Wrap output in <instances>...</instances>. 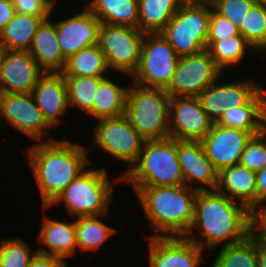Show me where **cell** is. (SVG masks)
<instances>
[{
	"instance_id": "6da1fadb",
	"label": "cell",
	"mask_w": 266,
	"mask_h": 267,
	"mask_svg": "<svg viewBox=\"0 0 266 267\" xmlns=\"http://www.w3.org/2000/svg\"><path fill=\"white\" fill-rule=\"evenodd\" d=\"M201 229L204 240L192 236L193 229ZM251 234L250 210L217 190L199 191L194 206L193 222L184 236L202 250L224 243L223 246L243 241ZM206 247V248H205Z\"/></svg>"
},
{
	"instance_id": "7a4b0ae2",
	"label": "cell",
	"mask_w": 266,
	"mask_h": 267,
	"mask_svg": "<svg viewBox=\"0 0 266 267\" xmlns=\"http://www.w3.org/2000/svg\"><path fill=\"white\" fill-rule=\"evenodd\" d=\"M29 165L47 208L72 181L85 171L87 149L68 140L49 138L30 146Z\"/></svg>"
},
{
	"instance_id": "3957f363",
	"label": "cell",
	"mask_w": 266,
	"mask_h": 267,
	"mask_svg": "<svg viewBox=\"0 0 266 267\" xmlns=\"http://www.w3.org/2000/svg\"><path fill=\"white\" fill-rule=\"evenodd\" d=\"M133 187L145 210L149 223L160 233L152 236H185L192 225L195 199L204 186Z\"/></svg>"
},
{
	"instance_id": "277c9868",
	"label": "cell",
	"mask_w": 266,
	"mask_h": 267,
	"mask_svg": "<svg viewBox=\"0 0 266 267\" xmlns=\"http://www.w3.org/2000/svg\"><path fill=\"white\" fill-rule=\"evenodd\" d=\"M118 181L133 187L175 186L184 184L177 154V139L167 137L145 141L137 162Z\"/></svg>"
},
{
	"instance_id": "5b68a950",
	"label": "cell",
	"mask_w": 266,
	"mask_h": 267,
	"mask_svg": "<svg viewBox=\"0 0 266 267\" xmlns=\"http://www.w3.org/2000/svg\"><path fill=\"white\" fill-rule=\"evenodd\" d=\"M133 85L128 87L124 116L145 141L169 137V94Z\"/></svg>"
},
{
	"instance_id": "8992f818",
	"label": "cell",
	"mask_w": 266,
	"mask_h": 267,
	"mask_svg": "<svg viewBox=\"0 0 266 267\" xmlns=\"http://www.w3.org/2000/svg\"><path fill=\"white\" fill-rule=\"evenodd\" d=\"M112 185L114 184H111L103 168L85 169L48 208L62 200L70 215L76 217L106 215L112 199Z\"/></svg>"
},
{
	"instance_id": "52a82bcc",
	"label": "cell",
	"mask_w": 266,
	"mask_h": 267,
	"mask_svg": "<svg viewBox=\"0 0 266 267\" xmlns=\"http://www.w3.org/2000/svg\"><path fill=\"white\" fill-rule=\"evenodd\" d=\"M179 58L161 33H145L140 62L131 77L137 85L166 90L172 81Z\"/></svg>"
},
{
	"instance_id": "ba28073f",
	"label": "cell",
	"mask_w": 266,
	"mask_h": 267,
	"mask_svg": "<svg viewBox=\"0 0 266 267\" xmlns=\"http://www.w3.org/2000/svg\"><path fill=\"white\" fill-rule=\"evenodd\" d=\"M210 8L180 6L160 32L179 57L206 50Z\"/></svg>"
},
{
	"instance_id": "9c48e42d",
	"label": "cell",
	"mask_w": 266,
	"mask_h": 267,
	"mask_svg": "<svg viewBox=\"0 0 266 267\" xmlns=\"http://www.w3.org/2000/svg\"><path fill=\"white\" fill-rule=\"evenodd\" d=\"M144 36L134 27L101 23L98 45L109 68L132 76L140 62Z\"/></svg>"
},
{
	"instance_id": "30bf717a",
	"label": "cell",
	"mask_w": 266,
	"mask_h": 267,
	"mask_svg": "<svg viewBox=\"0 0 266 267\" xmlns=\"http://www.w3.org/2000/svg\"><path fill=\"white\" fill-rule=\"evenodd\" d=\"M221 72L207 49L197 54L182 56L166 92L170 97L199 96L219 79Z\"/></svg>"
},
{
	"instance_id": "8fae6325",
	"label": "cell",
	"mask_w": 266,
	"mask_h": 267,
	"mask_svg": "<svg viewBox=\"0 0 266 267\" xmlns=\"http://www.w3.org/2000/svg\"><path fill=\"white\" fill-rule=\"evenodd\" d=\"M95 129V145L132 166L137 162L145 140L125 116L99 119Z\"/></svg>"
},
{
	"instance_id": "7c38bea8",
	"label": "cell",
	"mask_w": 266,
	"mask_h": 267,
	"mask_svg": "<svg viewBox=\"0 0 266 267\" xmlns=\"http://www.w3.org/2000/svg\"><path fill=\"white\" fill-rule=\"evenodd\" d=\"M213 123L198 96L170 97L169 137L180 141H201Z\"/></svg>"
},
{
	"instance_id": "4fadbf2b",
	"label": "cell",
	"mask_w": 266,
	"mask_h": 267,
	"mask_svg": "<svg viewBox=\"0 0 266 267\" xmlns=\"http://www.w3.org/2000/svg\"><path fill=\"white\" fill-rule=\"evenodd\" d=\"M2 117L36 141L43 142V132L52 128L43 118L32 93H0V119Z\"/></svg>"
},
{
	"instance_id": "5bb4252c",
	"label": "cell",
	"mask_w": 266,
	"mask_h": 267,
	"mask_svg": "<svg viewBox=\"0 0 266 267\" xmlns=\"http://www.w3.org/2000/svg\"><path fill=\"white\" fill-rule=\"evenodd\" d=\"M44 73L29 51L4 50L0 59V93H32Z\"/></svg>"
},
{
	"instance_id": "9a60e30c",
	"label": "cell",
	"mask_w": 266,
	"mask_h": 267,
	"mask_svg": "<svg viewBox=\"0 0 266 267\" xmlns=\"http://www.w3.org/2000/svg\"><path fill=\"white\" fill-rule=\"evenodd\" d=\"M218 84L216 80L198 96L202 108L214 123L230 106L247 105L263 88L251 79Z\"/></svg>"
},
{
	"instance_id": "2e32d148",
	"label": "cell",
	"mask_w": 266,
	"mask_h": 267,
	"mask_svg": "<svg viewBox=\"0 0 266 267\" xmlns=\"http://www.w3.org/2000/svg\"><path fill=\"white\" fill-rule=\"evenodd\" d=\"M252 136L250 132L213 123L211 130L201 142L207 158L219 172L223 168L239 164Z\"/></svg>"
},
{
	"instance_id": "e0dca14e",
	"label": "cell",
	"mask_w": 266,
	"mask_h": 267,
	"mask_svg": "<svg viewBox=\"0 0 266 267\" xmlns=\"http://www.w3.org/2000/svg\"><path fill=\"white\" fill-rule=\"evenodd\" d=\"M149 267H198L203 250L184 236H149Z\"/></svg>"
},
{
	"instance_id": "ac0fdd59",
	"label": "cell",
	"mask_w": 266,
	"mask_h": 267,
	"mask_svg": "<svg viewBox=\"0 0 266 267\" xmlns=\"http://www.w3.org/2000/svg\"><path fill=\"white\" fill-rule=\"evenodd\" d=\"M85 9L55 23L58 43L66 60L83 48L98 44L101 22L87 7Z\"/></svg>"
},
{
	"instance_id": "d6986e66",
	"label": "cell",
	"mask_w": 266,
	"mask_h": 267,
	"mask_svg": "<svg viewBox=\"0 0 266 267\" xmlns=\"http://www.w3.org/2000/svg\"><path fill=\"white\" fill-rule=\"evenodd\" d=\"M32 95L46 122L54 127L69 107L67 87L62 73L45 72L33 88Z\"/></svg>"
},
{
	"instance_id": "ffe728a7",
	"label": "cell",
	"mask_w": 266,
	"mask_h": 267,
	"mask_svg": "<svg viewBox=\"0 0 266 267\" xmlns=\"http://www.w3.org/2000/svg\"><path fill=\"white\" fill-rule=\"evenodd\" d=\"M177 154L184 185L190 187L189 183L198 181L216 190L218 184V171L207 158L201 141L177 140Z\"/></svg>"
},
{
	"instance_id": "44dd1931",
	"label": "cell",
	"mask_w": 266,
	"mask_h": 267,
	"mask_svg": "<svg viewBox=\"0 0 266 267\" xmlns=\"http://www.w3.org/2000/svg\"><path fill=\"white\" fill-rule=\"evenodd\" d=\"M44 72L61 73L67 60L58 43L56 25L45 19L36 31L28 50Z\"/></svg>"
},
{
	"instance_id": "7402d4cb",
	"label": "cell",
	"mask_w": 266,
	"mask_h": 267,
	"mask_svg": "<svg viewBox=\"0 0 266 267\" xmlns=\"http://www.w3.org/2000/svg\"><path fill=\"white\" fill-rule=\"evenodd\" d=\"M216 190L252 210L256 205V174L240 164L223 168L218 172Z\"/></svg>"
},
{
	"instance_id": "603a6c76",
	"label": "cell",
	"mask_w": 266,
	"mask_h": 267,
	"mask_svg": "<svg viewBox=\"0 0 266 267\" xmlns=\"http://www.w3.org/2000/svg\"><path fill=\"white\" fill-rule=\"evenodd\" d=\"M215 124L250 132L253 136L266 129V92L262 89L247 105L230 106Z\"/></svg>"
},
{
	"instance_id": "cb8c5ba5",
	"label": "cell",
	"mask_w": 266,
	"mask_h": 267,
	"mask_svg": "<svg viewBox=\"0 0 266 267\" xmlns=\"http://www.w3.org/2000/svg\"><path fill=\"white\" fill-rule=\"evenodd\" d=\"M63 221L60 222L57 218L52 220L44 216V219L41 220L39 241L51 250L39 248L37 252L63 259L73 256L77 252L75 221L72 223Z\"/></svg>"
},
{
	"instance_id": "d4e9b609",
	"label": "cell",
	"mask_w": 266,
	"mask_h": 267,
	"mask_svg": "<svg viewBox=\"0 0 266 267\" xmlns=\"http://www.w3.org/2000/svg\"><path fill=\"white\" fill-rule=\"evenodd\" d=\"M49 17L15 13L0 33V46L4 50L28 51L42 22Z\"/></svg>"
},
{
	"instance_id": "484cf974",
	"label": "cell",
	"mask_w": 266,
	"mask_h": 267,
	"mask_svg": "<svg viewBox=\"0 0 266 267\" xmlns=\"http://www.w3.org/2000/svg\"><path fill=\"white\" fill-rule=\"evenodd\" d=\"M86 7L101 23L138 29V0H92Z\"/></svg>"
},
{
	"instance_id": "4316f807",
	"label": "cell",
	"mask_w": 266,
	"mask_h": 267,
	"mask_svg": "<svg viewBox=\"0 0 266 267\" xmlns=\"http://www.w3.org/2000/svg\"><path fill=\"white\" fill-rule=\"evenodd\" d=\"M128 88H122L104 78L98 86L93 107L88 112L97 118H117L125 115L126 97Z\"/></svg>"
},
{
	"instance_id": "83f0119b",
	"label": "cell",
	"mask_w": 266,
	"mask_h": 267,
	"mask_svg": "<svg viewBox=\"0 0 266 267\" xmlns=\"http://www.w3.org/2000/svg\"><path fill=\"white\" fill-rule=\"evenodd\" d=\"M179 0H138V29L160 33L180 8Z\"/></svg>"
},
{
	"instance_id": "f1b7e54d",
	"label": "cell",
	"mask_w": 266,
	"mask_h": 267,
	"mask_svg": "<svg viewBox=\"0 0 266 267\" xmlns=\"http://www.w3.org/2000/svg\"><path fill=\"white\" fill-rule=\"evenodd\" d=\"M110 69L99 45L89 46L67 59L63 76H104Z\"/></svg>"
},
{
	"instance_id": "f546056e",
	"label": "cell",
	"mask_w": 266,
	"mask_h": 267,
	"mask_svg": "<svg viewBox=\"0 0 266 267\" xmlns=\"http://www.w3.org/2000/svg\"><path fill=\"white\" fill-rule=\"evenodd\" d=\"M211 267H258L256 236L251 233L241 242L222 246Z\"/></svg>"
},
{
	"instance_id": "4dcf8cb0",
	"label": "cell",
	"mask_w": 266,
	"mask_h": 267,
	"mask_svg": "<svg viewBox=\"0 0 266 267\" xmlns=\"http://www.w3.org/2000/svg\"><path fill=\"white\" fill-rule=\"evenodd\" d=\"M101 216L78 217L75 221L77 247L84 251L97 250L115 230L98 218Z\"/></svg>"
},
{
	"instance_id": "1f68e13d",
	"label": "cell",
	"mask_w": 266,
	"mask_h": 267,
	"mask_svg": "<svg viewBox=\"0 0 266 267\" xmlns=\"http://www.w3.org/2000/svg\"><path fill=\"white\" fill-rule=\"evenodd\" d=\"M247 47L254 49L241 34L218 41H206V48L221 71L228 65L240 63Z\"/></svg>"
},
{
	"instance_id": "d6a6232c",
	"label": "cell",
	"mask_w": 266,
	"mask_h": 267,
	"mask_svg": "<svg viewBox=\"0 0 266 267\" xmlns=\"http://www.w3.org/2000/svg\"><path fill=\"white\" fill-rule=\"evenodd\" d=\"M103 76H64L69 106L78 107L88 113L92 107L99 83Z\"/></svg>"
},
{
	"instance_id": "836d02e7",
	"label": "cell",
	"mask_w": 266,
	"mask_h": 267,
	"mask_svg": "<svg viewBox=\"0 0 266 267\" xmlns=\"http://www.w3.org/2000/svg\"><path fill=\"white\" fill-rule=\"evenodd\" d=\"M244 38L255 50H266V8L255 4L244 18Z\"/></svg>"
},
{
	"instance_id": "e575fe53",
	"label": "cell",
	"mask_w": 266,
	"mask_h": 267,
	"mask_svg": "<svg viewBox=\"0 0 266 267\" xmlns=\"http://www.w3.org/2000/svg\"><path fill=\"white\" fill-rule=\"evenodd\" d=\"M37 251L30 254V247L19 237L1 240L0 267H28Z\"/></svg>"
},
{
	"instance_id": "d590c367",
	"label": "cell",
	"mask_w": 266,
	"mask_h": 267,
	"mask_svg": "<svg viewBox=\"0 0 266 267\" xmlns=\"http://www.w3.org/2000/svg\"><path fill=\"white\" fill-rule=\"evenodd\" d=\"M239 164L254 173L266 166V129L251 137L241 155Z\"/></svg>"
},
{
	"instance_id": "8d00e7d4",
	"label": "cell",
	"mask_w": 266,
	"mask_h": 267,
	"mask_svg": "<svg viewBox=\"0 0 266 267\" xmlns=\"http://www.w3.org/2000/svg\"><path fill=\"white\" fill-rule=\"evenodd\" d=\"M255 4L254 0H217L213 9L237 26L244 37V18Z\"/></svg>"
},
{
	"instance_id": "74e56055",
	"label": "cell",
	"mask_w": 266,
	"mask_h": 267,
	"mask_svg": "<svg viewBox=\"0 0 266 267\" xmlns=\"http://www.w3.org/2000/svg\"><path fill=\"white\" fill-rule=\"evenodd\" d=\"M238 27L228 18L218 14L210 8L209 34L207 41H218L232 36L239 35Z\"/></svg>"
},
{
	"instance_id": "f35d334b",
	"label": "cell",
	"mask_w": 266,
	"mask_h": 267,
	"mask_svg": "<svg viewBox=\"0 0 266 267\" xmlns=\"http://www.w3.org/2000/svg\"><path fill=\"white\" fill-rule=\"evenodd\" d=\"M15 13L50 17L56 0H11Z\"/></svg>"
},
{
	"instance_id": "ab89813d",
	"label": "cell",
	"mask_w": 266,
	"mask_h": 267,
	"mask_svg": "<svg viewBox=\"0 0 266 267\" xmlns=\"http://www.w3.org/2000/svg\"><path fill=\"white\" fill-rule=\"evenodd\" d=\"M257 208L259 210H257ZM251 230H266V197L250 210Z\"/></svg>"
},
{
	"instance_id": "60d3db41",
	"label": "cell",
	"mask_w": 266,
	"mask_h": 267,
	"mask_svg": "<svg viewBox=\"0 0 266 267\" xmlns=\"http://www.w3.org/2000/svg\"><path fill=\"white\" fill-rule=\"evenodd\" d=\"M63 258L36 252L28 267H66Z\"/></svg>"
},
{
	"instance_id": "b9f144b4",
	"label": "cell",
	"mask_w": 266,
	"mask_h": 267,
	"mask_svg": "<svg viewBox=\"0 0 266 267\" xmlns=\"http://www.w3.org/2000/svg\"><path fill=\"white\" fill-rule=\"evenodd\" d=\"M15 14L11 0H0V33Z\"/></svg>"
},
{
	"instance_id": "7bdbcfd3",
	"label": "cell",
	"mask_w": 266,
	"mask_h": 267,
	"mask_svg": "<svg viewBox=\"0 0 266 267\" xmlns=\"http://www.w3.org/2000/svg\"><path fill=\"white\" fill-rule=\"evenodd\" d=\"M256 174V204L266 197V166Z\"/></svg>"
},
{
	"instance_id": "ee69618b",
	"label": "cell",
	"mask_w": 266,
	"mask_h": 267,
	"mask_svg": "<svg viewBox=\"0 0 266 267\" xmlns=\"http://www.w3.org/2000/svg\"><path fill=\"white\" fill-rule=\"evenodd\" d=\"M217 0H179L181 6L214 8Z\"/></svg>"
},
{
	"instance_id": "f6af8a7d",
	"label": "cell",
	"mask_w": 266,
	"mask_h": 267,
	"mask_svg": "<svg viewBox=\"0 0 266 267\" xmlns=\"http://www.w3.org/2000/svg\"><path fill=\"white\" fill-rule=\"evenodd\" d=\"M258 267H266V245L256 236Z\"/></svg>"
},
{
	"instance_id": "bcb514c9",
	"label": "cell",
	"mask_w": 266,
	"mask_h": 267,
	"mask_svg": "<svg viewBox=\"0 0 266 267\" xmlns=\"http://www.w3.org/2000/svg\"><path fill=\"white\" fill-rule=\"evenodd\" d=\"M255 231L258 233L256 234ZM251 233L257 236L266 245V230H251Z\"/></svg>"
},
{
	"instance_id": "7dc6e473",
	"label": "cell",
	"mask_w": 266,
	"mask_h": 267,
	"mask_svg": "<svg viewBox=\"0 0 266 267\" xmlns=\"http://www.w3.org/2000/svg\"><path fill=\"white\" fill-rule=\"evenodd\" d=\"M257 5H261L262 7L266 8V0H254Z\"/></svg>"
},
{
	"instance_id": "c3c4849f",
	"label": "cell",
	"mask_w": 266,
	"mask_h": 267,
	"mask_svg": "<svg viewBox=\"0 0 266 267\" xmlns=\"http://www.w3.org/2000/svg\"><path fill=\"white\" fill-rule=\"evenodd\" d=\"M3 51H4V49L0 46V59H1Z\"/></svg>"
}]
</instances>
